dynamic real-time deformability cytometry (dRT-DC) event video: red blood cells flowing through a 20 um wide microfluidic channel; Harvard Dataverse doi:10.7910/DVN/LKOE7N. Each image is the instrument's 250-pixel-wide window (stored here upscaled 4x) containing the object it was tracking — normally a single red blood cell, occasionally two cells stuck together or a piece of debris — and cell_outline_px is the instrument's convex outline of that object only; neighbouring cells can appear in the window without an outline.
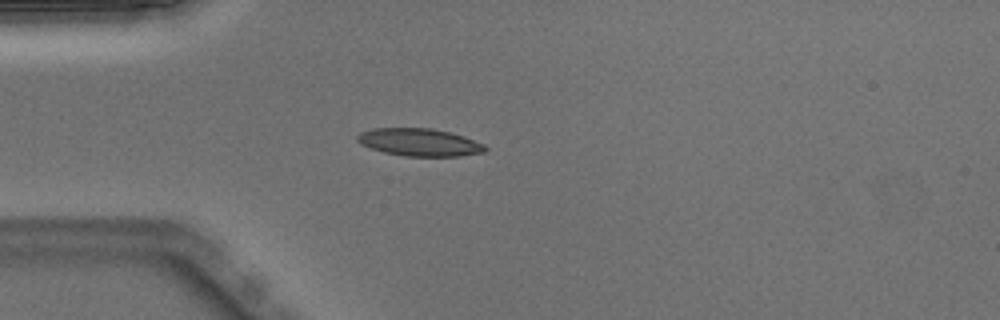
{"species": "Egyptian fruit bat (a non-hibernating species)", "species_latin": "Rousettus aegyptiacus", "temperature_condition": "warm", "stored_images_in_passage": 37, "camera_frame_rate_fps": 3000, "um_per_image_px": 0.085, "animal": {"sex": "male"}, "frame": {"image": 1, "passage_image": 1, "time_ms": 0.0, "image_size_px": [1000, 320], "cell_outline_px": [[488, 148], [484, 152], [460, 156], [404, 156], [384, 152], [360, 144], [356, 140], [356, 136], [360, 132], [376, 128], [432, 128], [464, 136], [484, 144]], "centroid_in_image_um": [35.65, 12.09], "position_along_channel_um": 49.3, "area_um2": 20.52}}
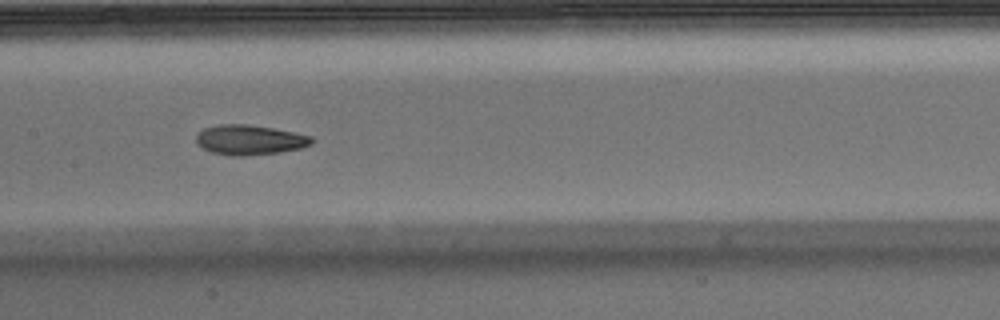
{"frame": {"image": 2, "passage_image": 12, "time_ms": 3.667, "image_size_px": [1000, 320], "cell_outline_px": [[316, 140], [312, 144], [300, 148], [280, 152], [244, 156], [232, 156], [212, 152], [204, 148], [196, 140], [196, 136], [204, 128], [216, 124], [248, 124], [272, 128], [312, 136]], "centroid_in_image_um": [21.25, 11.88], "position_along_channel_um": 186.1, "area_um2": 20.06}}
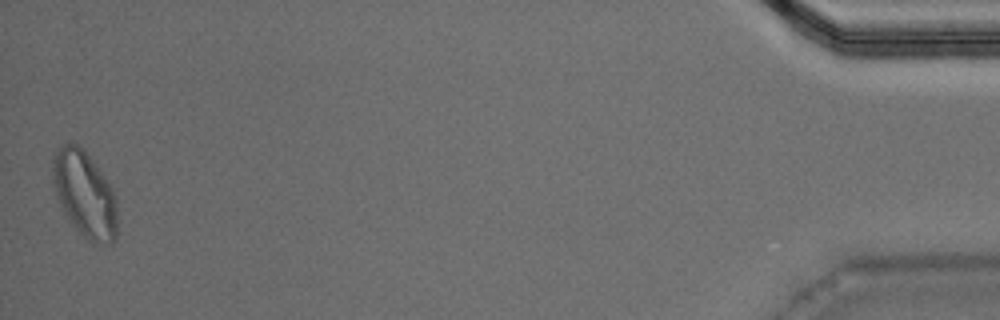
{"frame": {"image": 3, "passage_image": 37, "time_ms": 12.0, "image_size_px": [1000, 320], "cell_outline_px": [[116, 240], [108, 244], [92, 244], [72, 224], [60, 208], [52, 180], [52, 152], [68, 140], [84, 148], [112, 188], [116, 196]], "centroid_in_image_um": [7.16, 16.47], "position_along_channel_um": 428.0, "area_um2": 32.89}, "authors_computed_cell_mechanics": {"area_um2": 20.519, "velocity_mm_per_s": 4.014, "shape_relaxation_time_tau1_ms": 9.3061, "shape_relaxation_time_tau2_ms": 2.4677, "deformation_change_tau1": 0.213, "deformation_change_tau2": 0.0815}}